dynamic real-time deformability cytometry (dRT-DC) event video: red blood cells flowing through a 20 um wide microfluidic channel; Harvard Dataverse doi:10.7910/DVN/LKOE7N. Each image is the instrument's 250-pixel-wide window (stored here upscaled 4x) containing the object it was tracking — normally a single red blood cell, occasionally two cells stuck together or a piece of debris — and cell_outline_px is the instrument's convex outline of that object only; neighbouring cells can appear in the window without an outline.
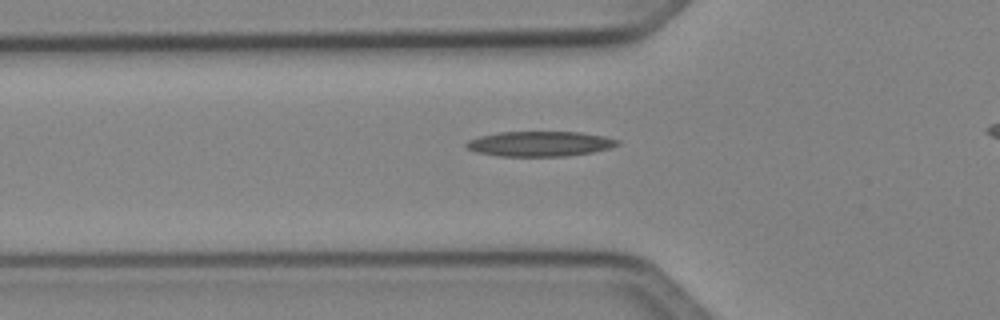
{"species": "Egyptian fruit bat (a non-hibernating species)", "species_latin": "Rousettus aegyptiacus", "temperature_condition": "cold", "stored_images_in_passage": 30, "camera_frame_rate_fps": 3000, "um_per_image_px": 0.085, "animal": {"sex": "female"}, "frame": {"image": 1, "passage_image": 3, "time_ms": 0.667, "image_size_px": [1000, 320], "cell_outline_px": [[620, 144], [612, 148], [592, 152], [564, 156], [500, 156], [476, 152], [468, 148], [464, 144], [468, 140], [480, 136], [500, 132], [580, 132], [604, 136], [620, 140]], "centroid_in_image_um": [45.92, 12.22], "position_along_channel_um": 79.9, "area_um2": 22.08}}
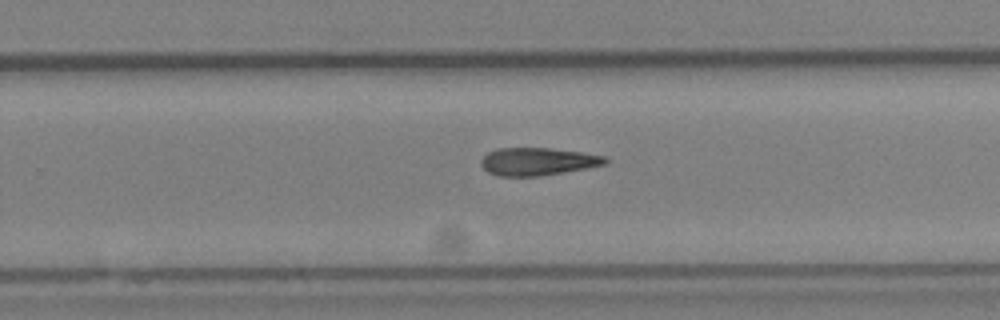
{"frame": {"image": 2, "passage_image": 18, "time_ms": 5.667, "image_size_px": [1000, 320], "cell_outline_px": [[608, 160], [604, 164], [584, 168], [536, 176], [496, 176], [488, 172], [480, 164], [480, 160], [488, 152], [496, 148], [548, 148], [580, 152], [604, 156]], "centroid_in_image_um": [45.62, 13.72], "position_along_channel_um": 284.2, "area_um2": 19.71}}
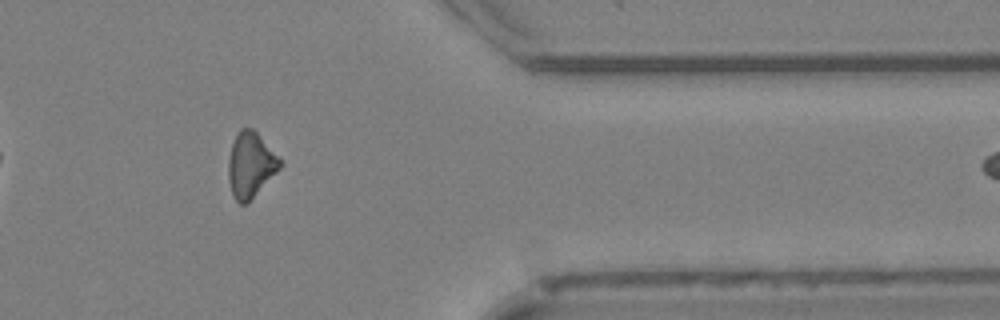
{"frame": {"image": 3, "passage_image": 27, "time_ms": 8.667, "image_size_px": [1000, 320], "cell_outline_px": [[284, 164], [248, 204], [240, 204], [232, 196], [228, 180], [228, 160], [232, 144], [240, 128], [252, 128], [256, 132]], "centroid_in_image_um": [21.28, 14.06], "position_along_channel_um": 390.1, "area_um2": 19.59}}